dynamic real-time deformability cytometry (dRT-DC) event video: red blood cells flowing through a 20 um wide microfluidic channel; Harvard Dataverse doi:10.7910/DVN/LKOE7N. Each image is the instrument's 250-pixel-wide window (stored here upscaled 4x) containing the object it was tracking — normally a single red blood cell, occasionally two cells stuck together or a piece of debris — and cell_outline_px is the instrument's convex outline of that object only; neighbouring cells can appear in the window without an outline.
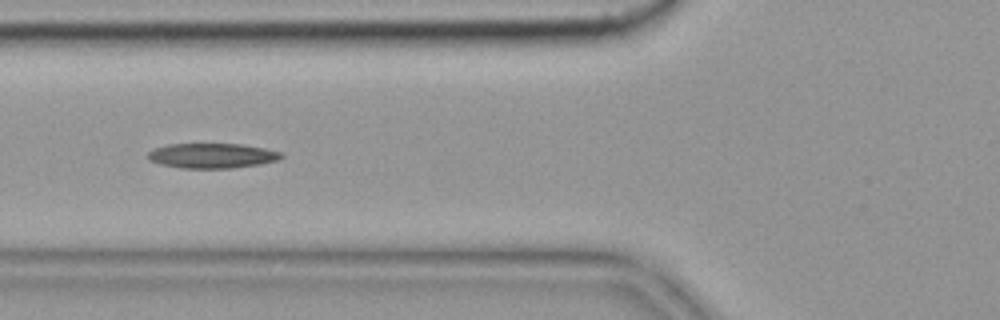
{"species": "common noctule bat (a hibernating species)", "species_latin": "Nyctalus noctula", "temperature_condition": "cold", "stored_images_in_passage": 48, "camera_frame_rate_fps": 3000, "um_per_image_px": 0.085, "animal": {"sex": "female", "body_mass_g": 19.9}, "frame": {"image": 1, "passage_image": 14, "time_ms": 4.333, "image_size_px": [1000, 320], "cell_outline_px": [[284, 156], [276, 160], [260, 164], [232, 168], [180, 168], [160, 164], [148, 160], [148, 152], [156, 148], [168, 144], [240, 144], [264, 148], [280, 152]], "centroid_in_image_um": [18.0, 13.24], "position_along_channel_um": 107.8, "area_um2": 19.25}, "authors_computed_cell_mechanics": {"area_um2": 19.2474, "velocity_mm_per_s": 3.6014, "shape_relaxation_time_tau1_ms": null, "shape_relaxation_time_tau2_ms": 8.0808, "deformation_change_tau1": null, "deformation_change_tau2": 0.1816}}